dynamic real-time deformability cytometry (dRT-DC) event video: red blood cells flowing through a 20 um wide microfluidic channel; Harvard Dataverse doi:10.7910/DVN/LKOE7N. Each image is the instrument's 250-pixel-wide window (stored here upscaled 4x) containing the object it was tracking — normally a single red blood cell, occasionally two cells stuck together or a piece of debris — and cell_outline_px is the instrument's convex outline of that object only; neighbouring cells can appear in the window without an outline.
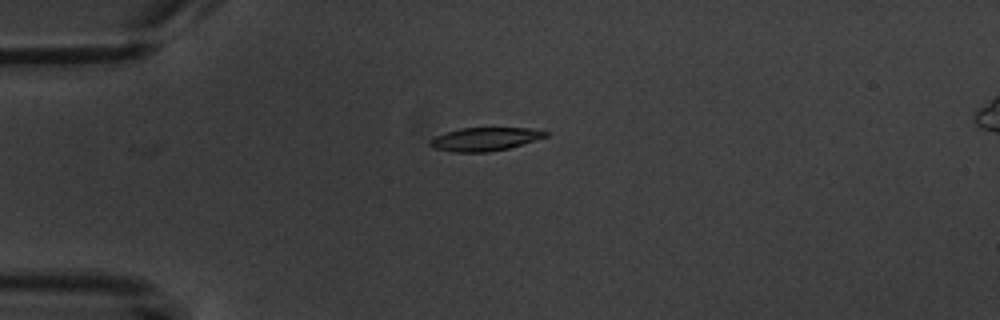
{"species": "common noctule bat (a hibernating species)", "species_latin": "Nyctalus noctula", "temperature_condition": "warm", "stored_images_in_passage": 6, "camera_frame_rate_fps": 3000, "um_per_image_px": 0.085, "animal": {"sex": "male", "body_mass_g": 20.1, "forearm_length_mm": 53.5}, "frame": {"image": 1, "passage_image": 4, "time_ms": 3.667, "image_size_px": [1000, 320], "cell_outline_px": [[548, 136], [508, 148], [488, 152], [452, 152], [432, 148], [428, 144], [428, 140], [436, 136], [460, 128], [528, 128], [548, 132]], "centroid_in_image_um": [41.16, 11.83], "position_along_channel_um": 43.8, "area_um2": 15.61}}